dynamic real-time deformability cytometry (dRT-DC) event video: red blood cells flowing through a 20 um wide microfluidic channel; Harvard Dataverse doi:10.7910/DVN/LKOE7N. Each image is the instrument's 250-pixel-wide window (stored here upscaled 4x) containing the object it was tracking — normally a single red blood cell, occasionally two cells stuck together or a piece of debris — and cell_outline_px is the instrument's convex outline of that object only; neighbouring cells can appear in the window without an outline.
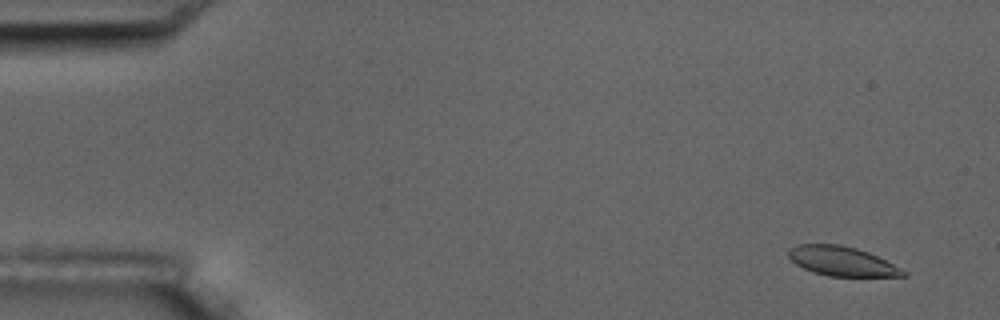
{"species": "common noctule bat (a hibernating species)", "species_latin": "Nyctalus noctula", "temperature_condition": "room temperature", "stored_images_in_passage": 6, "camera_frame_rate_fps": 3000, "um_per_image_px": 0.085, "animal": {"sex": "male", "body_mass_g": 17.5, "forearm_length_mm": 52.3}, "frame": {"image": 1, "passage_image": 1, "time_ms": 0.0, "image_size_px": [1000, 320], "cell_outline_px": [[908, 276], [828, 276], [812, 272], [796, 264], [788, 256], [788, 248], [796, 244], [840, 244], [856, 248], [868, 252], [908, 272]], "centroid_in_image_um": [71.53, 22.2], "position_along_channel_um": 13.5, "area_um2": 19.59}}
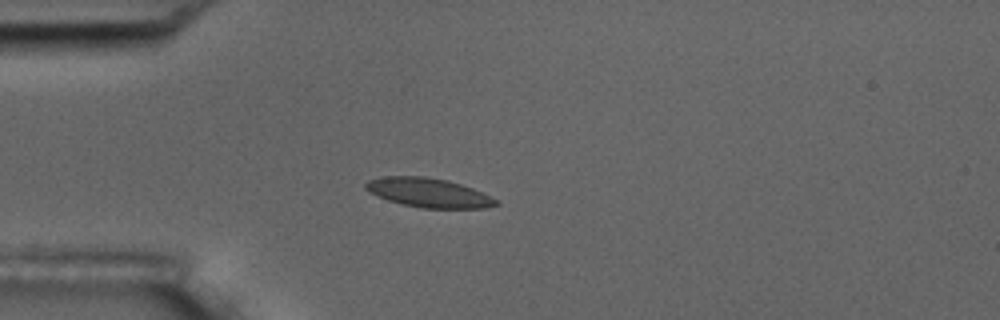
{"frame": {"image": 2, "passage_image": 4, "time_ms": 4.0, "image_size_px": [1000, 320], "cell_outline_px": [[500, 204], [488, 208], [424, 208], [404, 204], [388, 200], [368, 192], [364, 188], [364, 184], [368, 180], [384, 176], [424, 176], [448, 180], [472, 188], [500, 200]], "centroid_in_image_um": [36.45, 16.38], "position_along_channel_um": 48.6, "area_um2": 22.25}}